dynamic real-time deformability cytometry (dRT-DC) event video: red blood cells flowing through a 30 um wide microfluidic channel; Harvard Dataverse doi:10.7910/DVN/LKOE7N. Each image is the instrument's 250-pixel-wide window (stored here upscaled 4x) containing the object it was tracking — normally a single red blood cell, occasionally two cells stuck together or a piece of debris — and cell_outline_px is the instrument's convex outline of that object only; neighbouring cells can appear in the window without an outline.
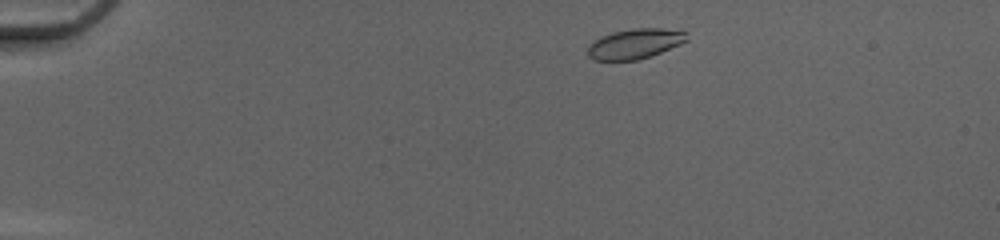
{"species": "common noctule bat (a hibernating species)", "species_latin": "Nyctalus noctula", "temperature_condition": "cold", "stored_images_in_passage": 44, "camera_frame_rate_fps": 3000, "um_per_image_px": 0.085, "animal": {"sex": "female", "body_mass_g": 20.0, "forearm_length_mm": 54.0}, "frame": {"image": 1, "passage_image": 3, "time_ms": 0.667, "image_size_px": [1000, 240], "cell_outline_px": [[688, 40], [680, 44], [652, 56], [636, 60], [592, 60], [588, 56], [588, 48], [600, 36], [612, 32], [632, 28], [664, 28], [688, 32]], "centroid_in_image_um": [54.0, 3.71], "position_along_channel_um": 31.0, "area_um2": 17.4}}
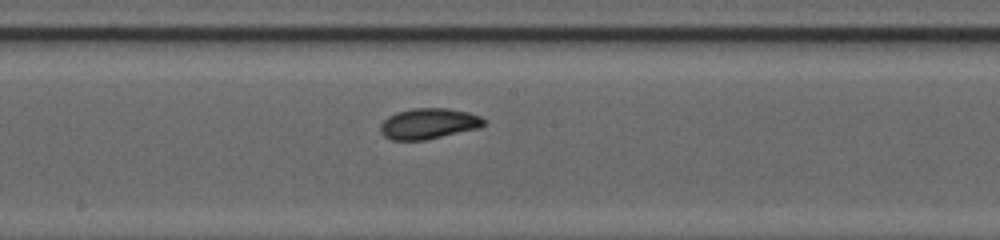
{"frame": {"image": 2, "passage_image": 22, "time_ms": 7.0, "image_size_px": [1000, 240], "cell_outline_px": [[488, 124], [480, 128], [424, 140], [392, 140], [384, 136], [380, 132], [380, 124], [388, 116], [396, 112], [412, 108], [448, 108], [468, 112], [480, 116], [488, 120]], "centroid_in_image_um": [36.47, 10.5], "position_along_channel_um": 211.7, "area_um2": 18.79}}
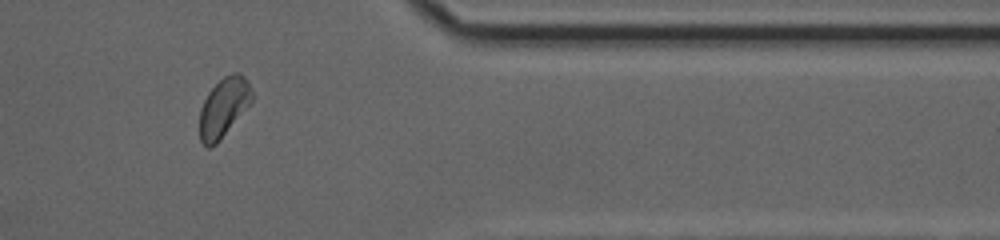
{"frame": {"image": 3, "passage_image": 36, "time_ms": 11.667, "image_size_px": [1000, 240], "cell_outline_px": [[252, 100], [220, 140], [216, 144], [208, 148], [204, 148], [200, 140], [200, 108], [208, 92], [224, 76], [232, 72], [240, 72], [248, 80], [252, 92]], "centroid_in_image_um": [18.99, 9.12], "position_along_channel_um": 392.4, "area_um2": 17.92}, "authors_computed_cell_mechanics": {"area_um2": 18.1781, "velocity_mm_per_s": 4.1609, "shape_relaxation_time_tau1_ms": 2.0009, "shape_relaxation_time_tau2_ms": 1.3019, "deformation_change_tau1": 0.1168, "deformation_change_tau2": 0.0563}}